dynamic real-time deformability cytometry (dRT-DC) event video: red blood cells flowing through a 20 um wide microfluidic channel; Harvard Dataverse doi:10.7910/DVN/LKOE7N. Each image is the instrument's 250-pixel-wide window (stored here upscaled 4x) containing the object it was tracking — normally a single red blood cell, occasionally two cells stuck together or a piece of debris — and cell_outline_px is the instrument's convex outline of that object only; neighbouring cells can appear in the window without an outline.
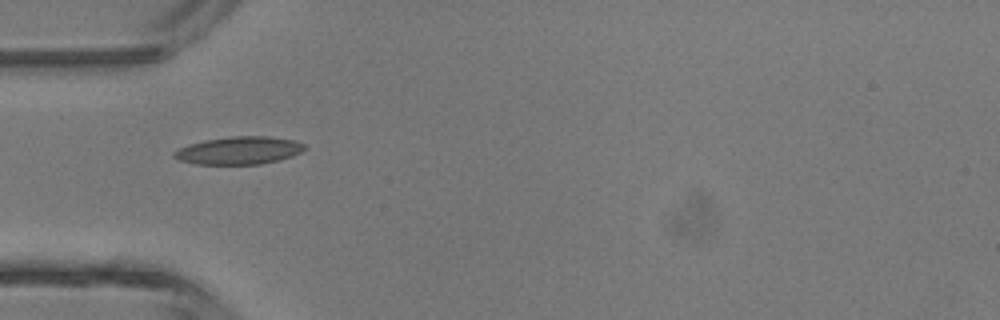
{"species": "common noctule bat (a hibernating species)", "species_latin": "Nyctalus noctula", "temperature_condition": "room temperature", "stored_images_in_passage": 1, "camera_frame_rate_fps": 3000, "um_per_image_px": 0.085, "animal": {"sex": "male", "body_mass_g": 13.3}, "frame": {"image": 1, "passage_image": 1, "time_ms": 0.0, "image_size_px": [1000, 320], "cell_outline_px": [[308, 148], [292, 156], [280, 160], [260, 164], [196, 164], [176, 160], [172, 156], [172, 152], [188, 144], [204, 140], [228, 136], [268, 136], [296, 140], [304, 144]], "centroid_in_image_um": [20.3, 12.78], "position_along_channel_um": 64.7, "area_um2": 21.39}}